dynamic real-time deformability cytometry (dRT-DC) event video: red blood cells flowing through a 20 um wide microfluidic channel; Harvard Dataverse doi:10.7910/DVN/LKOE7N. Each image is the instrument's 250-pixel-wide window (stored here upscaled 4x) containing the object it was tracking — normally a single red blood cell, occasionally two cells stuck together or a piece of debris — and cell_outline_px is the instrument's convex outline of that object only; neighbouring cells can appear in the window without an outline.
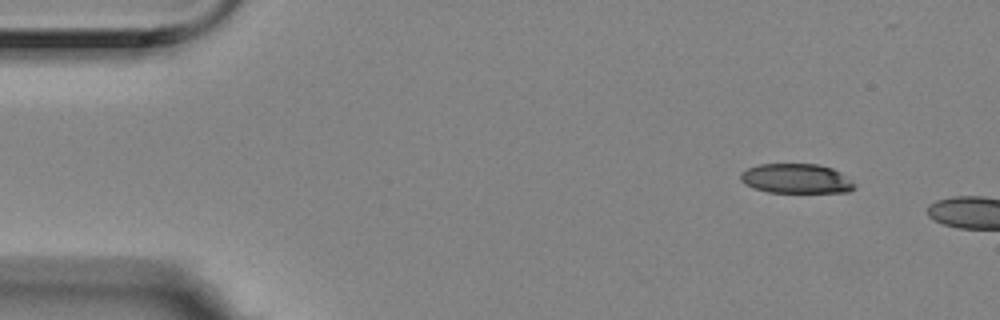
{"species": "Egyptian fruit bat (a non-hibernating species)", "species_latin": "Rousettus aegyptiacus", "temperature_condition": "room temperature", "stored_images_in_passage": 4, "camera_frame_rate_fps": 3000, "um_per_image_px": 0.085, "animal": {"sex": "female"}, "frame": {"image": 1, "passage_image": 1, "time_ms": 0.0, "image_size_px": [1000, 320], "cell_outline_px": [[856, 188], [848, 192], [768, 192], [744, 184], [740, 180], [740, 172], [748, 168], [760, 164], [816, 164], [832, 168], [840, 172], [852, 180], [856, 184]], "centroid_in_image_um": [67.7, 15.18], "position_along_channel_um": 17.3, "area_um2": 19.71}}